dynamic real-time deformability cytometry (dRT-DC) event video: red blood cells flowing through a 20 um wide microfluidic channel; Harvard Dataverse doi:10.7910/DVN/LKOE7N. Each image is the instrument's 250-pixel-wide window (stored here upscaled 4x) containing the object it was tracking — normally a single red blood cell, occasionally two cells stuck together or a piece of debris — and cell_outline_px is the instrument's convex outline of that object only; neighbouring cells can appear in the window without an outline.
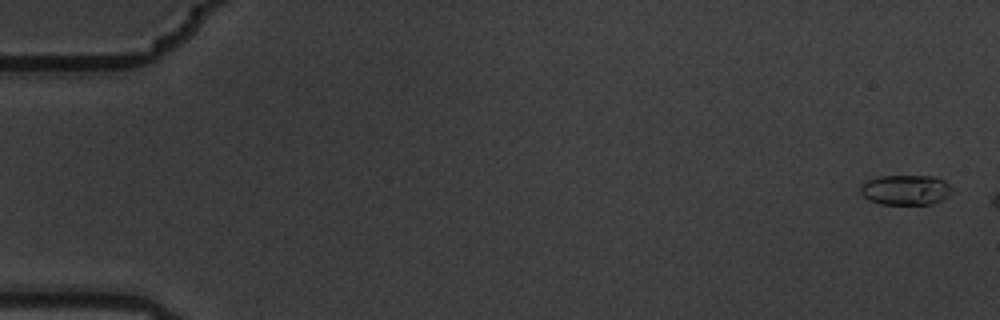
{"species": "common noctule bat (a hibernating species)", "species_latin": "Nyctalus noctula", "temperature_condition": "warm", "stored_images_in_passage": 3, "camera_frame_rate_fps": 3000, "um_per_image_px": 0.085, "animal": {"sex": "male", "body_mass_g": 19.5, "forearm_length_mm": 54.6}, "frame": {"image": 1, "passage_image": 1, "time_ms": 0.0, "image_size_px": [1000, 320], "cell_outline_px": [[952, 188], [948, 196], [932, 204], [880, 204], [868, 200], [860, 192], [860, 184], [868, 180], [880, 176], [936, 176], [944, 180]], "centroid_in_image_um": [76.96, 16.14], "position_along_channel_um": 8.0, "area_um2": 16.07}}